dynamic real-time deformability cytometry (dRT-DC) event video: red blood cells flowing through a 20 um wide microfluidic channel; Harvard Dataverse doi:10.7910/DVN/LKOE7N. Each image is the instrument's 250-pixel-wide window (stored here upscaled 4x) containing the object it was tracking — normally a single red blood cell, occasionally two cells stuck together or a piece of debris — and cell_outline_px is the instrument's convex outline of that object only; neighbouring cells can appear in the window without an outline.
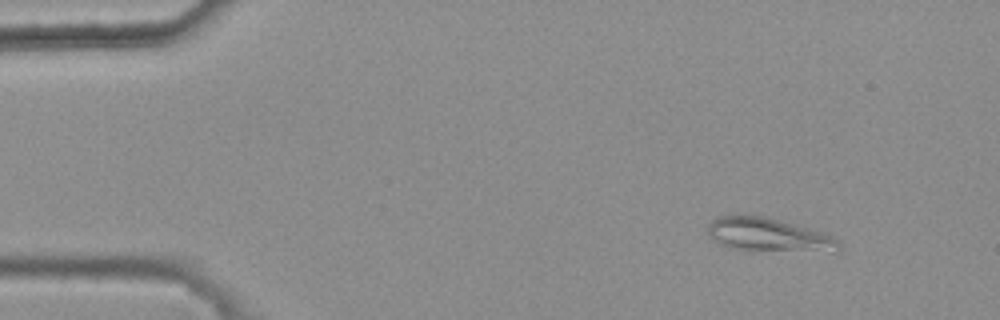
{"species": "common noctule bat (a hibernating species)", "species_latin": "Nyctalus noctula", "temperature_condition": "warm", "stored_images_in_passage": 41, "camera_frame_rate_fps": 3000, "um_per_image_px": 0.085, "animal": {"sex": "female", "body_mass_g": 25.1}, "frame": {"image": 1, "passage_image": 1, "time_ms": 0.0, "image_size_px": [1000, 320], "cell_outline_px": [[840, 248], [836, 252], [832, 252], [728, 248], [712, 240], [708, 232], [708, 224], [716, 216], [744, 212], [768, 216], [812, 228], [824, 232], [840, 240]], "centroid_in_image_um": [65.31, 19.9], "position_along_channel_um": 19.7, "area_um2": 26.47}}
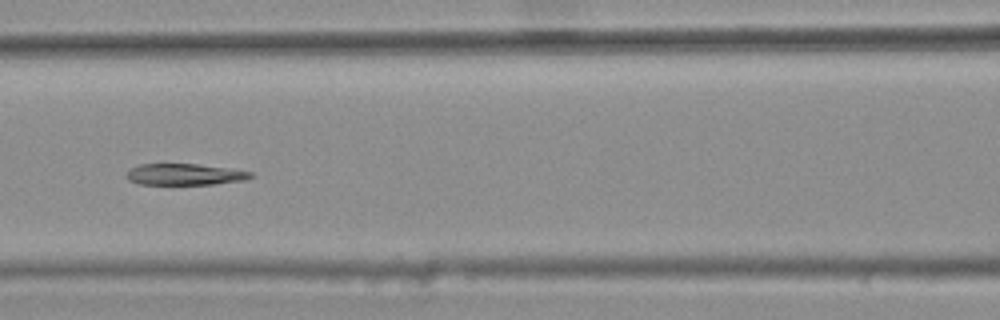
{"frame": {"image": 2, "passage_image": 19, "time_ms": 6.0, "image_size_px": [1000, 320], "cell_outline_px": [[252, 176], [244, 180], [216, 184], [140, 184], [128, 180], [124, 176], [132, 168], [140, 164], [196, 164], [228, 168], [252, 172]], "centroid_in_image_um": [15.68, 14.82], "position_along_channel_um": 150.9, "area_um2": 15.32}}
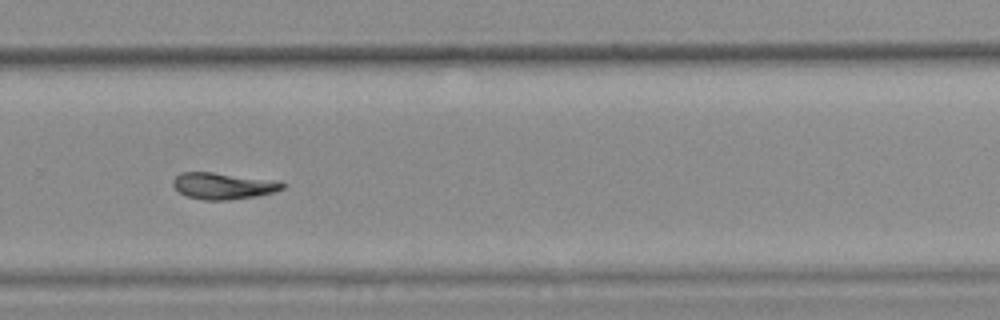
{"frame": {"image": 3, "passage_image": 32, "time_ms": 10.333, "image_size_px": [1000, 320], "cell_outline_px": [[288, 184], [284, 188], [276, 192], [256, 196], [228, 200], [204, 200], [188, 196], [180, 192], [172, 184], [172, 180], [180, 172], [212, 172], [280, 180]], "centroid_in_image_um": [19.05, 15.79], "position_along_channel_um": 310.7, "area_um2": 17.17}, "authors_computed_cell_mechanics": {"area_um2": 17.2822, "velocity_mm_per_s": 3.6989, "shape_relaxation_time_tau1_ms": null, "shape_relaxation_time_tau2_ms": 7.4443, "deformation_change_tau1": null, "deformation_change_tau2": 0.1231}}